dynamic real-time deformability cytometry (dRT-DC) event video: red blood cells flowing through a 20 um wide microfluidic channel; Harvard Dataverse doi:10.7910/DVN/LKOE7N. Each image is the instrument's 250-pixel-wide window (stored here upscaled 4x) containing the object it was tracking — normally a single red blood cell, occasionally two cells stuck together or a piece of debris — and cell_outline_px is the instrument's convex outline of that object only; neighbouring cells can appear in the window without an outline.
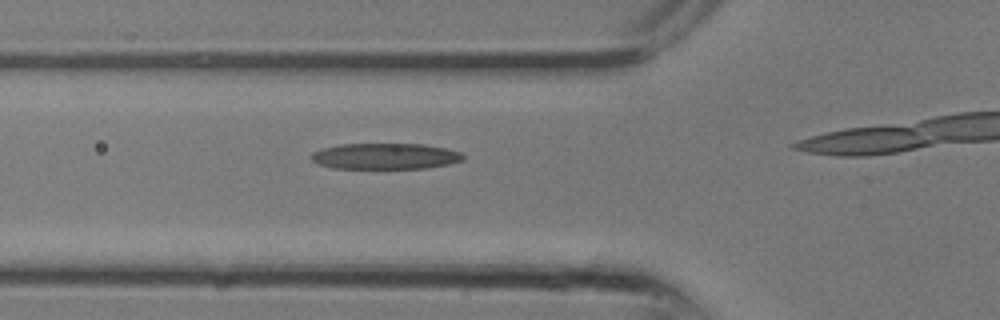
{"species": "common noctule bat (a hibernating species)", "species_latin": "Nyctalus noctula", "temperature_condition": "room temperature", "stored_images_in_passage": 6, "camera_frame_rate_fps": 3000, "um_per_image_px": 0.085, "animal": {"sex": "male", "body_mass_g": 13.3}, "frame": {"image": 1, "passage_image": 5, "time_ms": 1.333, "image_size_px": [1000, 320], "cell_outline_px": [[464, 160], [448, 164], [428, 168], [332, 168], [316, 164], [312, 160], [312, 152], [324, 148], [340, 144], [424, 144], [444, 148], [460, 152], [464, 156]], "centroid_in_image_um": [32.74, 13.28], "position_along_channel_um": 93.1, "area_um2": 22.95}}